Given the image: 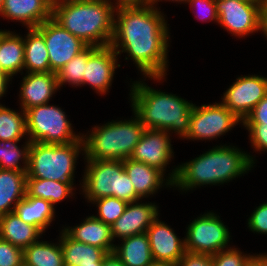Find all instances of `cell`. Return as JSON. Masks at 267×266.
Returning a JSON list of instances; mask_svg holds the SVG:
<instances>
[{
    "label": "cell",
    "instance_id": "39",
    "mask_svg": "<svg viewBox=\"0 0 267 266\" xmlns=\"http://www.w3.org/2000/svg\"><path fill=\"white\" fill-rule=\"evenodd\" d=\"M187 3L191 5V8L196 7L197 10H201L203 12H201L202 14L198 15L201 21L213 20L218 23L216 0H188Z\"/></svg>",
    "mask_w": 267,
    "mask_h": 266
},
{
    "label": "cell",
    "instance_id": "33",
    "mask_svg": "<svg viewBox=\"0 0 267 266\" xmlns=\"http://www.w3.org/2000/svg\"><path fill=\"white\" fill-rule=\"evenodd\" d=\"M17 141H0V169L3 170H15L20 172H26L28 166V154L31 142L27 139L26 144L22 149L18 147ZM23 160V166L19 163ZM20 165V166H19Z\"/></svg>",
    "mask_w": 267,
    "mask_h": 266
},
{
    "label": "cell",
    "instance_id": "46",
    "mask_svg": "<svg viewBox=\"0 0 267 266\" xmlns=\"http://www.w3.org/2000/svg\"><path fill=\"white\" fill-rule=\"evenodd\" d=\"M102 266H124V265L114 253H110L103 259Z\"/></svg>",
    "mask_w": 267,
    "mask_h": 266
},
{
    "label": "cell",
    "instance_id": "12",
    "mask_svg": "<svg viewBox=\"0 0 267 266\" xmlns=\"http://www.w3.org/2000/svg\"><path fill=\"white\" fill-rule=\"evenodd\" d=\"M267 94V78L259 75L241 76L223 93L222 104L242 122Z\"/></svg>",
    "mask_w": 267,
    "mask_h": 266
},
{
    "label": "cell",
    "instance_id": "34",
    "mask_svg": "<svg viewBox=\"0 0 267 266\" xmlns=\"http://www.w3.org/2000/svg\"><path fill=\"white\" fill-rule=\"evenodd\" d=\"M91 203L97 204L98 207V216L94 217L108 225H112L124 213L128 205L127 202L110 196L96 199Z\"/></svg>",
    "mask_w": 267,
    "mask_h": 266
},
{
    "label": "cell",
    "instance_id": "2",
    "mask_svg": "<svg viewBox=\"0 0 267 266\" xmlns=\"http://www.w3.org/2000/svg\"><path fill=\"white\" fill-rule=\"evenodd\" d=\"M254 160L250 153L235 146L220 145L206 151L189 162L178 165L169 174L165 185L182 191L203 185L227 183L251 170Z\"/></svg>",
    "mask_w": 267,
    "mask_h": 266
},
{
    "label": "cell",
    "instance_id": "23",
    "mask_svg": "<svg viewBox=\"0 0 267 266\" xmlns=\"http://www.w3.org/2000/svg\"><path fill=\"white\" fill-rule=\"evenodd\" d=\"M26 179V172L0 169V216L14 212L25 197Z\"/></svg>",
    "mask_w": 267,
    "mask_h": 266
},
{
    "label": "cell",
    "instance_id": "6",
    "mask_svg": "<svg viewBox=\"0 0 267 266\" xmlns=\"http://www.w3.org/2000/svg\"><path fill=\"white\" fill-rule=\"evenodd\" d=\"M81 151L84 152L83 138L73 143L57 145L31 142L27 177L74 182L76 160Z\"/></svg>",
    "mask_w": 267,
    "mask_h": 266
},
{
    "label": "cell",
    "instance_id": "17",
    "mask_svg": "<svg viewBox=\"0 0 267 266\" xmlns=\"http://www.w3.org/2000/svg\"><path fill=\"white\" fill-rule=\"evenodd\" d=\"M158 218L146 231L153 260L178 264L186 252L185 239H179L174 230Z\"/></svg>",
    "mask_w": 267,
    "mask_h": 266
},
{
    "label": "cell",
    "instance_id": "53",
    "mask_svg": "<svg viewBox=\"0 0 267 266\" xmlns=\"http://www.w3.org/2000/svg\"><path fill=\"white\" fill-rule=\"evenodd\" d=\"M19 266H28V265H26L24 262L21 264V265H19Z\"/></svg>",
    "mask_w": 267,
    "mask_h": 266
},
{
    "label": "cell",
    "instance_id": "25",
    "mask_svg": "<svg viewBox=\"0 0 267 266\" xmlns=\"http://www.w3.org/2000/svg\"><path fill=\"white\" fill-rule=\"evenodd\" d=\"M14 212L25 223L36 226L42 233L54 220V206L47 200L25 195Z\"/></svg>",
    "mask_w": 267,
    "mask_h": 266
},
{
    "label": "cell",
    "instance_id": "50",
    "mask_svg": "<svg viewBox=\"0 0 267 266\" xmlns=\"http://www.w3.org/2000/svg\"><path fill=\"white\" fill-rule=\"evenodd\" d=\"M242 1L260 4L263 0H242Z\"/></svg>",
    "mask_w": 267,
    "mask_h": 266
},
{
    "label": "cell",
    "instance_id": "48",
    "mask_svg": "<svg viewBox=\"0 0 267 266\" xmlns=\"http://www.w3.org/2000/svg\"><path fill=\"white\" fill-rule=\"evenodd\" d=\"M159 1H162V0H147V4H150V5H154L155 3H158ZM168 1H177V2H182V3H187L188 0H168Z\"/></svg>",
    "mask_w": 267,
    "mask_h": 266
},
{
    "label": "cell",
    "instance_id": "45",
    "mask_svg": "<svg viewBox=\"0 0 267 266\" xmlns=\"http://www.w3.org/2000/svg\"><path fill=\"white\" fill-rule=\"evenodd\" d=\"M11 77L3 71H0V99L7 92L8 84L11 81Z\"/></svg>",
    "mask_w": 267,
    "mask_h": 266
},
{
    "label": "cell",
    "instance_id": "15",
    "mask_svg": "<svg viewBox=\"0 0 267 266\" xmlns=\"http://www.w3.org/2000/svg\"><path fill=\"white\" fill-rule=\"evenodd\" d=\"M158 206L154 203H128L124 213L112 224L111 232L115 238H126L146 233L152 222L158 217Z\"/></svg>",
    "mask_w": 267,
    "mask_h": 266
},
{
    "label": "cell",
    "instance_id": "3",
    "mask_svg": "<svg viewBox=\"0 0 267 266\" xmlns=\"http://www.w3.org/2000/svg\"><path fill=\"white\" fill-rule=\"evenodd\" d=\"M116 7L106 0H53L52 18L88 46H110Z\"/></svg>",
    "mask_w": 267,
    "mask_h": 266
},
{
    "label": "cell",
    "instance_id": "40",
    "mask_svg": "<svg viewBox=\"0 0 267 266\" xmlns=\"http://www.w3.org/2000/svg\"><path fill=\"white\" fill-rule=\"evenodd\" d=\"M243 125H267V94L252 109L242 122Z\"/></svg>",
    "mask_w": 267,
    "mask_h": 266
},
{
    "label": "cell",
    "instance_id": "38",
    "mask_svg": "<svg viewBox=\"0 0 267 266\" xmlns=\"http://www.w3.org/2000/svg\"><path fill=\"white\" fill-rule=\"evenodd\" d=\"M249 132L250 142L256 151H267V125H243Z\"/></svg>",
    "mask_w": 267,
    "mask_h": 266
},
{
    "label": "cell",
    "instance_id": "26",
    "mask_svg": "<svg viewBox=\"0 0 267 266\" xmlns=\"http://www.w3.org/2000/svg\"><path fill=\"white\" fill-rule=\"evenodd\" d=\"M24 38V70L26 73L51 72L49 55L43 35L36 28H29Z\"/></svg>",
    "mask_w": 267,
    "mask_h": 266
},
{
    "label": "cell",
    "instance_id": "30",
    "mask_svg": "<svg viewBox=\"0 0 267 266\" xmlns=\"http://www.w3.org/2000/svg\"><path fill=\"white\" fill-rule=\"evenodd\" d=\"M23 262L28 266H65L59 243L36 241L23 250Z\"/></svg>",
    "mask_w": 267,
    "mask_h": 266
},
{
    "label": "cell",
    "instance_id": "44",
    "mask_svg": "<svg viewBox=\"0 0 267 266\" xmlns=\"http://www.w3.org/2000/svg\"><path fill=\"white\" fill-rule=\"evenodd\" d=\"M248 266H267V254L252 255Z\"/></svg>",
    "mask_w": 267,
    "mask_h": 266
},
{
    "label": "cell",
    "instance_id": "13",
    "mask_svg": "<svg viewBox=\"0 0 267 266\" xmlns=\"http://www.w3.org/2000/svg\"><path fill=\"white\" fill-rule=\"evenodd\" d=\"M218 24L234 36L259 31L260 4L242 0H216Z\"/></svg>",
    "mask_w": 267,
    "mask_h": 266
},
{
    "label": "cell",
    "instance_id": "4",
    "mask_svg": "<svg viewBox=\"0 0 267 266\" xmlns=\"http://www.w3.org/2000/svg\"><path fill=\"white\" fill-rule=\"evenodd\" d=\"M131 107L146 129L175 132L184 138L189 130L193 103L155 90L142 81L131 85Z\"/></svg>",
    "mask_w": 267,
    "mask_h": 266
},
{
    "label": "cell",
    "instance_id": "43",
    "mask_svg": "<svg viewBox=\"0 0 267 266\" xmlns=\"http://www.w3.org/2000/svg\"><path fill=\"white\" fill-rule=\"evenodd\" d=\"M110 4H114L110 0H106ZM147 4V0H116V3L114 4L116 8L118 7H129V6H140Z\"/></svg>",
    "mask_w": 267,
    "mask_h": 266
},
{
    "label": "cell",
    "instance_id": "37",
    "mask_svg": "<svg viewBox=\"0 0 267 266\" xmlns=\"http://www.w3.org/2000/svg\"><path fill=\"white\" fill-rule=\"evenodd\" d=\"M248 219V228L252 232L267 234V202L253 210Z\"/></svg>",
    "mask_w": 267,
    "mask_h": 266
},
{
    "label": "cell",
    "instance_id": "32",
    "mask_svg": "<svg viewBox=\"0 0 267 266\" xmlns=\"http://www.w3.org/2000/svg\"><path fill=\"white\" fill-rule=\"evenodd\" d=\"M97 48L95 46H87L56 73L59 88L65 83H69L72 86H82L87 59Z\"/></svg>",
    "mask_w": 267,
    "mask_h": 266
},
{
    "label": "cell",
    "instance_id": "14",
    "mask_svg": "<svg viewBox=\"0 0 267 266\" xmlns=\"http://www.w3.org/2000/svg\"><path fill=\"white\" fill-rule=\"evenodd\" d=\"M169 136L164 130L145 129L130 158L156 167L165 174L174 155Z\"/></svg>",
    "mask_w": 267,
    "mask_h": 266
},
{
    "label": "cell",
    "instance_id": "8",
    "mask_svg": "<svg viewBox=\"0 0 267 266\" xmlns=\"http://www.w3.org/2000/svg\"><path fill=\"white\" fill-rule=\"evenodd\" d=\"M65 112L58 106L39 105L26 111L27 137L30 142L68 144L78 141Z\"/></svg>",
    "mask_w": 267,
    "mask_h": 266
},
{
    "label": "cell",
    "instance_id": "27",
    "mask_svg": "<svg viewBox=\"0 0 267 266\" xmlns=\"http://www.w3.org/2000/svg\"><path fill=\"white\" fill-rule=\"evenodd\" d=\"M0 68L11 78L24 68V38L12 31L0 35Z\"/></svg>",
    "mask_w": 267,
    "mask_h": 266
},
{
    "label": "cell",
    "instance_id": "20",
    "mask_svg": "<svg viewBox=\"0 0 267 266\" xmlns=\"http://www.w3.org/2000/svg\"><path fill=\"white\" fill-rule=\"evenodd\" d=\"M63 231L73 240L104 249L113 253L115 244L111 226L94 217H86L83 223L75 227H64Z\"/></svg>",
    "mask_w": 267,
    "mask_h": 266
},
{
    "label": "cell",
    "instance_id": "41",
    "mask_svg": "<svg viewBox=\"0 0 267 266\" xmlns=\"http://www.w3.org/2000/svg\"><path fill=\"white\" fill-rule=\"evenodd\" d=\"M178 266H213L212 256L186 251L184 256L178 262Z\"/></svg>",
    "mask_w": 267,
    "mask_h": 266
},
{
    "label": "cell",
    "instance_id": "16",
    "mask_svg": "<svg viewBox=\"0 0 267 266\" xmlns=\"http://www.w3.org/2000/svg\"><path fill=\"white\" fill-rule=\"evenodd\" d=\"M117 56L111 46L98 47L87 59L82 85L88 84L98 94H106L111 87L115 69L120 67Z\"/></svg>",
    "mask_w": 267,
    "mask_h": 266
},
{
    "label": "cell",
    "instance_id": "31",
    "mask_svg": "<svg viewBox=\"0 0 267 266\" xmlns=\"http://www.w3.org/2000/svg\"><path fill=\"white\" fill-rule=\"evenodd\" d=\"M21 112L0 104V141H17L27 135L26 112Z\"/></svg>",
    "mask_w": 267,
    "mask_h": 266
},
{
    "label": "cell",
    "instance_id": "35",
    "mask_svg": "<svg viewBox=\"0 0 267 266\" xmlns=\"http://www.w3.org/2000/svg\"><path fill=\"white\" fill-rule=\"evenodd\" d=\"M252 255L243 254L237 248L222 250L215 255H212L213 266H248Z\"/></svg>",
    "mask_w": 267,
    "mask_h": 266
},
{
    "label": "cell",
    "instance_id": "51",
    "mask_svg": "<svg viewBox=\"0 0 267 266\" xmlns=\"http://www.w3.org/2000/svg\"><path fill=\"white\" fill-rule=\"evenodd\" d=\"M3 4H4V0H0V12L2 10Z\"/></svg>",
    "mask_w": 267,
    "mask_h": 266
},
{
    "label": "cell",
    "instance_id": "52",
    "mask_svg": "<svg viewBox=\"0 0 267 266\" xmlns=\"http://www.w3.org/2000/svg\"><path fill=\"white\" fill-rule=\"evenodd\" d=\"M4 31H5V30H0V35H1ZM0 71H2L1 68H0Z\"/></svg>",
    "mask_w": 267,
    "mask_h": 266
},
{
    "label": "cell",
    "instance_id": "9",
    "mask_svg": "<svg viewBox=\"0 0 267 266\" xmlns=\"http://www.w3.org/2000/svg\"><path fill=\"white\" fill-rule=\"evenodd\" d=\"M229 234L220 217L213 212H207L188 225L184 238L185 250L191 253L215 255L225 248L228 249Z\"/></svg>",
    "mask_w": 267,
    "mask_h": 266
},
{
    "label": "cell",
    "instance_id": "10",
    "mask_svg": "<svg viewBox=\"0 0 267 266\" xmlns=\"http://www.w3.org/2000/svg\"><path fill=\"white\" fill-rule=\"evenodd\" d=\"M238 123L242 121L222 103L193 104L189 130L184 139L211 140L226 134Z\"/></svg>",
    "mask_w": 267,
    "mask_h": 266
},
{
    "label": "cell",
    "instance_id": "29",
    "mask_svg": "<svg viewBox=\"0 0 267 266\" xmlns=\"http://www.w3.org/2000/svg\"><path fill=\"white\" fill-rule=\"evenodd\" d=\"M73 182H59L27 177L26 195L49 201L53 206L67 196H73Z\"/></svg>",
    "mask_w": 267,
    "mask_h": 266
},
{
    "label": "cell",
    "instance_id": "28",
    "mask_svg": "<svg viewBox=\"0 0 267 266\" xmlns=\"http://www.w3.org/2000/svg\"><path fill=\"white\" fill-rule=\"evenodd\" d=\"M59 238L65 266L102 263L108 255L104 249L73 240L63 230Z\"/></svg>",
    "mask_w": 267,
    "mask_h": 266
},
{
    "label": "cell",
    "instance_id": "22",
    "mask_svg": "<svg viewBox=\"0 0 267 266\" xmlns=\"http://www.w3.org/2000/svg\"><path fill=\"white\" fill-rule=\"evenodd\" d=\"M42 234L36 226L23 222L15 212L0 216V238L22 250L38 241Z\"/></svg>",
    "mask_w": 267,
    "mask_h": 266
},
{
    "label": "cell",
    "instance_id": "42",
    "mask_svg": "<svg viewBox=\"0 0 267 266\" xmlns=\"http://www.w3.org/2000/svg\"><path fill=\"white\" fill-rule=\"evenodd\" d=\"M259 30H262L267 38V0L260 3Z\"/></svg>",
    "mask_w": 267,
    "mask_h": 266
},
{
    "label": "cell",
    "instance_id": "5",
    "mask_svg": "<svg viewBox=\"0 0 267 266\" xmlns=\"http://www.w3.org/2000/svg\"><path fill=\"white\" fill-rule=\"evenodd\" d=\"M144 125L134 113L133 120H120L95 126L89 135L82 134L85 160L123 161L132 156L141 139Z\"/></svg>",
    "mask_w": 267,
    "mask_h": 266
},
{
    "label": "cell",
    "instance_id": "24",
    "mask_svg": "<svg viewBox=\"0 0 267 266\" xmlns=\"http://www.w3.org/2000/svg\"><path fill=\"white\" fill-rule=\"evenodd\" d=\"M113 253L124 266H148L154 260L146 233L123 238Z\"/></svg>",
    "mask_w": 267,
    "mask_h": 266
},
{
    "label": "cell",
    "instance_id": "36",
    "mask_svg": "<svg viewBox=\"0 0 267 266\" xmlns=\"http://www.w3.org/2000/svg\"><path fill=\"white\" fill-rule=\"evenodd\" d=\"M23 263V250L0 238V266H19Z\"/></svg>",
    "mask_w": 267,
    "mask_h": 266
},
{
    "label": "cell",
    "instance_id": "7",
    "mask_svg": "<svg viewBox=\"0 0 267 266\" xmlns=\"http://www.w3.org/2000/svg\"><path fill=\"white\" fill-rule=\"evenodd\" d=\"M83 193L89 202L102 197H116L127 203L141 200L136 194L123 161L86 160Z\"/></svg>",
    "mask_w": 267,
    "mask_h": 266
},
{
    "label": "cell",
    "instance_id": "1",
    "mask_svg": "<svg viewBox=\"0 0 267 266\" xmlns=\"http://www.w3.org/2000/svg\"><path fill=\"white\" fill-rule=\"evenodd\" d=\"M159 10L150 4L116 8L110 43L117 55L128 53L125 60L131 57L139 71L154 81L166 76L170 39L165 16Z\"/></svg>",
    "mask_w": 267,
    "mask_h": 266
},
{
    "label": "cell",
    "instance_id": "21",
    "mask_svg": "<svg viewBox=\"0 0 267 266\" xmlns=\"http://www.w3.org/2000/svg\"><path fill=\"white\" fill-rule=\"evenodd\" d=\"M124 171L129 176L136 194L142 199L155 194L165 183L164 173L132 158L123 160Z\"/></svg>",
    "mask_w": 267,
    "mask_h": 266
},
{
    "label": "cell",
    "instance_id": "19",
    "mask_svg": "<svg viewBox=\"0 0 267 266\" xmlns=\"http://www.w3.org/2000/svg\"><path fill=\"white\" fill-rule=\"evenodd\" d=\"M53 0H4L0 15L36 28L52 18Z\"/></svg>",
    "mask_w": 267,
    "mask_h": 266
},
{
    "label": "cell",
    "instance_id": "49",
    "mask_svg": "<svg viewBox=\"0 0 267 266\" xmlns=\"http://www.w3.org/2000/svg\"><path fill=\"white\" fill-rule=\"evenodd\" d=\"M73 266H102V263L80 264V265H73Z\"/></svg>",
    "mask_w": 267,
    "mask_h": 266
},
{
    "label": "cell",
    "instance_id": "18",
    "mask_svg": "<svg viewBox=\"0 0 267 266\" xmlns=\"http://www.w3.org/2000/svg\"><path fill=\"white\" fill-rule=\"evenodd\" d=\"M21 82L20 100L21 110L27 111L39 105L48 104L58 86L57 74L26 73Z\"/></svg>",
    "mask_w": 267,
    "mask_h": 266
},
{
    "label": "cell",
    "instance_id": "11",
    "mask_svg": "<svg viewBox=\"0 0 267 266\" xmlns=\"http://www.w3.org/2000/svg\"><path fill=\"white\" fill-rule=\"evenodd\" d=\"M36 29L43 35L49 55L51 72L57 73L73 57L88 45L64 29L53 18L40 24Z\"/></svg>",
    "mask_w": 267,
    "mask_h": 266
},
{
    "label": "cell",
    "instance_id": "47",
    "mask_svg": "<svg viewBox=\"0 0 267 266\" xmlns=\"http://www.w3.org/2000/svg\"><path fill=\"white\" fill-rule=\"evenodd\" d=\"M148 266H178V264L166 261H153Z\"/></svg>",
    "mask_w": 267,
    "mask_h": 266
}]
</instances>
